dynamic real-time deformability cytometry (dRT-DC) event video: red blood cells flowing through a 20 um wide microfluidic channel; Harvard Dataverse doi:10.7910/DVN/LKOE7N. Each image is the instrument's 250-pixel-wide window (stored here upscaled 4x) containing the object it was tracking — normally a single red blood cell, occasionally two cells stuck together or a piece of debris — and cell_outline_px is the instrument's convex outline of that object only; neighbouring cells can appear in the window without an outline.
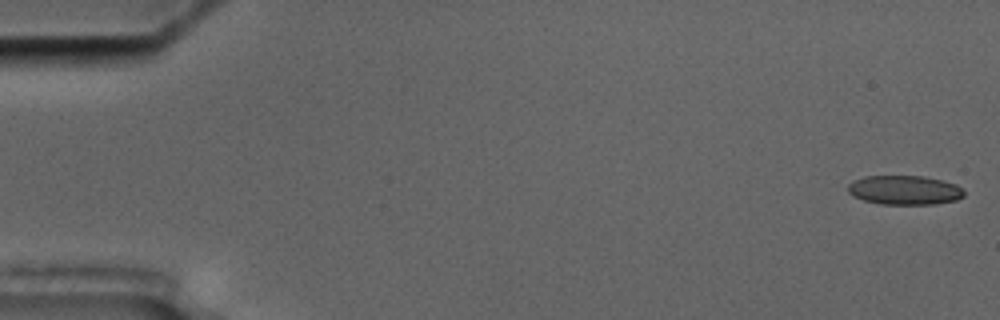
{"species": "common noctule bat (a hibernating species)", "species_latin": "Nyctalus noctula", "temperature_condition": "cold", "stored_images_in_passage": 4, "camera_frame_rate_fps": 3000, "um_per_image_px": 0.085, "animal": {"sex": "male", "body_mass_g": 17.5, "forearm_length_mm": 52.3}, "frame": {"image": 1, "passage_image": 1, "time_ms": 0.0, "image_size_px": [1000, 320], "cell_outline_px": [[964, 196], [956, 200], [936, 204], [880, 204], [864, 200], [852, 196], [848, 192], [848, 184], [852, 180], [864, 176], [924, 176], [956, 184], [964, 192]], "centroid_in_image_um": [76.85, 16.16], "position_along_channel_um": 8.1, "area_um2": 19.83}}